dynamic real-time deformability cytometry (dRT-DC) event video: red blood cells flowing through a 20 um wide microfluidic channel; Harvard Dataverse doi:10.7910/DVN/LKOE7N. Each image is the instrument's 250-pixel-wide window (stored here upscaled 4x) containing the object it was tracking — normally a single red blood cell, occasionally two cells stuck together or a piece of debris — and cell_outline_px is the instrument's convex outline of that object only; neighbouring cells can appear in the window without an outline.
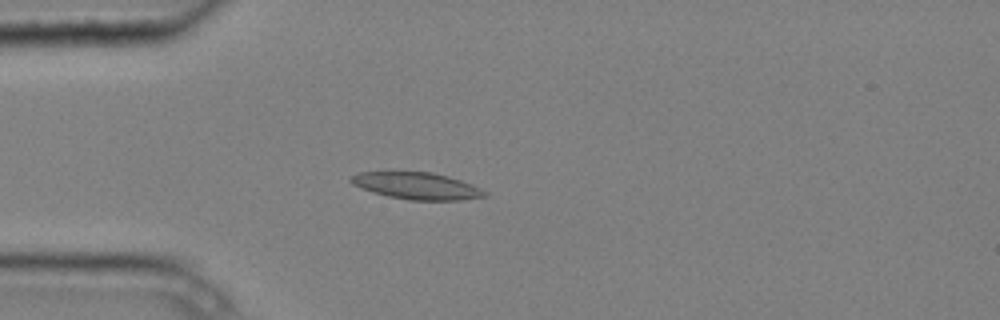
{"species": "common noctule bat (a hibernating species)", "species_latin": "Nyctalus noctula", "temperature_condition": "cold", "stored_images_in_passage": 3, "camera_frame_rate_fps": 3000, "um_per_image_px": 0.085, "animal": {"sex": "male", "body_mass_g": 20.4}, "frame": {"image": 1, "passage_image": 3, "time_ms": 0.667, "image_size_px": [1000, 320], "cell_outline_px": [[488, 196], [460, 200], [408, 200], [388, 196], [372, 192], [360, 188], [352, 184], [348, 180], [348, 176], [356, 172], [432, 172], [448, 176], [472, 184], [488, 192]], "centroid_in_image_um": [35.39, 15.8], "position_along_channel_um": 49.6, "area_um2": 21.15}}